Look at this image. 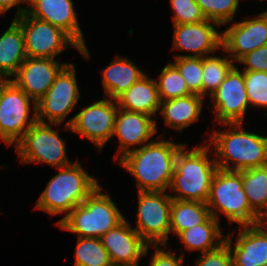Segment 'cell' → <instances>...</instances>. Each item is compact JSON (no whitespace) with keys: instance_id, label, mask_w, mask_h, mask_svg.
I'll use <instances>...</instances> for the list:
<instances>
[{"instance_id":"7","label":"cell","mask_w":267,"mask_h":266,"mask_svg":"<svg viewBox=\"0 0 267 266\" xmlns=\"http://www.w3.org/2000/svg\"><path fill=\"white\" fill-rule=\"evenodd\" d=\"M57 123L36 121L14 145L20 162L23 164L44 163L51 167L62 168L71 165L67 156L66 144L58 133L52 129Z\"/></svg>"},{"instance_id":"31","label":"cell","mask_w":267,"mask_h":266,"mask_svg":"<svg viewBox=\"0 0 267 266\" xmlns=\"http://www.w3.org/2000/svg\"><path fill=\"white\" fill-rule=\"evenodd\" d=\"M207 20L221 27L234 20L241 0H195Z\"/></svg>"},{"instance_id":"16","label":"cell","mask_w":267,"mask_h":266,"mask_svg":"<svg viewBox=\"0 0 267 266\" xmlns=\"http://www.w3.org/2000/svg\"><path fill=\"white\" fill-rule=\"evenodd\" d=\"M73 3V0H28L26 12L63 29L81 46L80 53L84 59L90 60V52Z\"/></svg>"},{"instance_id":"18","label":"cell","mask_w":267,"mask_h":266,"mask_svg":"<svg viewBox=\"0 0 267 266\" xmlns=\"http://www.w3.org/2000/svg\"><path fill=\"white\" fill-rule=\"evenodd\" d=\"M156 123L152 116L118 107L112 136V138L117 136L119 141L115 159L119 160L128 152L137 149V146L140 148L152 142L151 139L158 130Z\"/></svg>"},{"instance_id":"20","label":"cell","mask_w":267,"mask_h":266,"mask_svg":"<svg viewBox=\"0 0 267 266\" xmlns=\"http://www.w3.org/2000/svg\"><path fill=\"white\" fill-rule=\"evenodd\" d=\"M236 243L233 235L225 236L233 266H259L267 264V235L255 225L239 226ZM234 246V247H232Z\"/></svg>"},{"instance_id":"12","label":"cell","mask_w":267,"mask_h":266,"mask_svg":"<svg viewBox=\"0 0 267 266\" xmlns=\"http://www.w3.org/2000/svg\"><path fill=\"white\" fill-rule=\"evenodd\" d=\"M74 63H68L56 76L47 93L36 102L37 121L61 124L80 99ZM46 119V120H45Z\"/></svg>"},{"instance_id":"11","label":"cell","mask_w":267,"mask_h":266,"mask_svg":"<svg viewBox=\"0 0 267 266\" xmlns=\"http://www.w3.org/2000/svg\"><path fill=\"white\" fill-rule=\"evenodd\" d=\"M117 100L104 98L85 106L65 123V129L93 142L100 151L113 136Z\"/></svg>"},{"instance_id":"4","label":"cell","mask_w":267,"mask_h":266,"mask_svg":"<svg viewBox=\"0 0 267 266\" xmlns=\"http://www.w3.org/2000/svg\"><path fill=\"white\" fill-rule=\"evenodd\" d=\"M58 169L59 172L49 180L35 204V209L52 217L65 213L57 225L100 184L97 178L82 168L78 160Z\"/></svg>"},{"instance_id":"9","label":"cell","mask_w":267,"mask_h":266,"mask_svg":"<svg viewBox=\"0 0 267 266\" xmlns=\"http://www.w3.org/2000/svg\"><path fill=\"white\" fill-rule=\"evenodd\" d=\"M14 19L23 30L27 57L55 59L69 47L81 51V46L60 27L37 19L26 11Z\"/></svg>"},{"instance_id":"19","label":"cell","mask_w":267,"mask_h":266,"mask_svg":"<svg viewBox=\"0 0 267 266\" xmlns=\"http://www.w3.org/2000/svg\"><path fill=\"white\" fill-rule=\"evenodd\" d=\"M100 240L111 263L121 265H139V260L148 255L150 246L126 219L108 230Z\"/></svg>"},{"instance_id":"39","label":"cell","mask_w":267,"mask_h":266,"mask_svg":"<svg viewBox=\"0 0 267 266\" xmlns=\"http://www.w3.org/2000/svg\"><path fill=\"white\" fill-rule=\"evenodd\" d=\"M254 225L267 235V209L257 215Z\"/></svg>"},{"instance_id":"27","label":"cell","mask_w":267,"mask_h":266,"mask_svg":"<svg viewBox=\"0 0 267 266\" xmlns=\"http://www.w3.org/2000/svg\"><path fill=\"white\" fill-rule=\"evenodd\" d=\"M242 182L250 208L257 215L267 209V165L242 170Z\"/></svg>"},{"instance_id":"37","label":"cell","mask_w":267,"mask_h":266,"mask_svg":"<svg viewBox=\"0 0 267 266\" xmlns=\"http://www.w3.org/2000/svg\"><path fill=\"white\" fill-rule=\"evenodd\" d=\"M152 247L155 251L149 266H183L184 253L177 257L172 251L164 249L167 245H152Z\"/></svg>"},{"instance_id":"41","label":"cell","mask_w":267,"mask_h":266,"mask_svg":"<svg viewBox=\"0 0 267 266\" xmlns=\"http://www.w3.org/2000/svg\"><path fill=\"white\" fill-rule=\"evenodd\" d=\"M109 266H139V265H121V264H113V263H111Z\"/></svg>"},{"instance_id":"24","label":"cell","mask_w":267,"mask_h":266,"mask_svg":"<svg viewBox=\"0 0 267 266\" xmlns=\"http://www.w3.org/2000/svg\"><path fill=\"white\" fill-rule=\"evenodd\" d=\"M26 57L23 30L13 19L7 30L0 36V75L11 78Z\"/></svg>"},{"instance_id":"1","label":"cell","mask_w":267,"mask_h":266,"mask_svg":"<svg viewBox=\"0 0 267 266\" xmlns=\"http://www.w3.org/2000/svg\"><path fill=\"white\" fill-rule=\"evenodd\" d=\"M161 137L159 135L156 140L118 160L120 166L136 179L137 191L166 192L169 189L176 155L185 144L164 141Z\"/></svg>"},{"instance_id":"40","label":"cell","mask_w":267,"mask_h":266,"mask_svg":"<svg viewBox=\"0 0 267 266\" xmlns=\"http://www.w3.org/2000/svg\"><path fill=\"white\" fill-rule=\"evenodd\" d=\"M11 82V78L7 76L0 75V98L4 88Z\"/></svg>"},{"instance_id":"34","label":"cell","mask_w":267,"mask_h":266,"mask_svg":"<svg viewBox=\"0 0 267 266\" xmlns=\"http://www.w3.org/2000/svg\"><path fill=\"white\" fill-rule=\"evenodd\" d=\"M173 25L198 23L207 20L195 0H170Z\"/></svg>"},{"instance_id":"15","label":"cell","mask_w":267,"mask_h":266,"mask_svg":"<svg viewBox=\"0 0 267 266\" xmlns=\"http://www.w3.org/2000/svg\"><path fill=\"white\" fill-rule=\"evenodd\" d=\"M267 44V15L261 12L253 18L234 21L222 31V48L236 63L245 54Z\"/></svg>"},{"instance_id":"35","label":"cell","mask_w":267,"mask_h":266,"mask_svg":"<svg viewBox=\"0 0 267 266\" xmlns=\"http://www.w3.org/2000/svg\"><path fill=\"white\" fill-rule=\"evenodd\" d=\"M194 266H233L232 256L226 242L217 249L202 253Z\"/></svg>"},{"instance_id":"26","label":"cell","mask_w":267,"mask_h":266,"mask_svg":"<svg viewBox=\"0 0 267 266\" xmlns=\"http://www.w3.org/2000/svg\"><path fill=\"white\" fill-rule=\"evenodd\" d=\"M210 216L206 203L172 199L170 233H179L203 223Z\"/></svg>"},{"instance_id":"5","label":"cell","mask_w":267,"mask_h":266,"mask_svg":"<svg viewBox=\"0 0 267 266\" xmlns=\"http://www.w3.org/2000/svg\"><path fill=\"white\" fill-rule=\"evenodd\" d=\"M99 185L82 204L77 205L59 224L62 230L77 237L100 238L108 230L117 227L126 218Z\"/></svg>"},{"instance_id":"2","label":"cell","mask_w":267,"mask_h":266,"mask_svg":"<svg viewBox=\"0 0 267 266\" xmlns=\"http://www.w3.org/2000/svg\"><path fill=\"white\" fill-rule=\"evenodd\" d=\"M221 125L227 130H214L207 143L219 169L239 172L267 165V136L246 131L243 123Z\"/></svg>"},{"instance_id":"21","label":"cell","mask_w":267,"mask_h":266,"mask_svg":"<svg viewBox=\"0 0 267 266\" xmlns=\"http://www.w3.org/2000/svg\"><path fill=\"white\" fill-rule=\"evenodd\" d=\"M205 97L191 94L161 101L159 115L161 114L165 126L177 130L179 133L196 123L201 116Z\"/></svg>"},{"instance_id":"28","label":"cell","mask_w":267,"mask_h":266,"mask_svg":"<svg viewBox=\"0 0 267 266\" xmlns=\"http://www.w3.org/2000/svg\"><path fill=\"white\" fill-rule=\"evenodd\" d=\"M236 63L228 56L207 55L203 57L202 96L208 97L219 88Z\"/></svg>"},{"instance_id":"29","label":"cell","mask_w":267,"mask_h":266,"mask_svg":"<svg viewBox=\"0 0 267 266\" xmlns=\"http://www.w3.org/2000/svg\"><path fill=\"white\" fill-rule=\"evenodd\" d=\"M108 252L100 238L78 237L74 266H109Z\"/></svg>"},{"instance_id":"38","label":"cell","mask_w":267,"mask_h":266,"mask_svg":"<svg viewBox=\"0 0 267 266\" xmlns=\"http://www.w3.org/2000/svg\"><path fill=\"white\" fill-rule=\"evenodd\" d=\"M21 3H26L25 6H21ZM28 0H0V15L3 13L5 14L8 10L13 8L14 6L16 8V14L15 17L21 16L27 9Z\"/></svg>"},{"instance_id":"6","label":"cell","mask_w":267,"mask_h":266,"mask_svg":"<svg viewBox=\"0 0 267 266\" xmlns=\"http://www.w3.org/2000/svg\"><path fill=\"white\" fill-rule=\"evenodd\" d=\"M210 215L219 221L224 214L229 223L239 226L254 225L257 214L250 208L243 190L242 171L218 169L206 201Z\"/></svg>"},{"instance_id":"8","label":"cell","mask_w":267,"mask_h":266,"mask_svg":"<svg viewBox=\"0 0 267 266\" xmlns=\"http://www.w3.org/2000/svg\"><path fill=\"white\" fill-rule=\"evenodd\" d=\"M168 192L138 191V208L134 229L149 245H167L170 240V207Z\"/></svg>"},{"instance_id":"36","label":"cell","mask_w":267,"mask_h":266,"mask_svg":"<svg viewBox=\"0 0 267 266\" xmlns=\"http://www.w3.org/2000/svg\"><path fill=\"white\" fill-rule=\"evenodd\" d=\"M236 63L245 66L242 71L267 72V44L245 54Z\"/></svg>"},{"instance_id":"33","label":"cell","mask_w":267,"mask_h":266,"mask_svg":"<svg viewBox=\"0 0 267 266\" xmlns=\"http://www.w3.org/2000/svg\"><path fill=\"white\" fill-rule=\"evenodd\" d=\"M249 106L267 109V72L243 71Z\"/></svg>"},{"instance_id":"3","label":"cell","mask_w":267,"mask_h":266,"mask_svg":"<svg viewBox=\"0 0 267 266\" xmlns=\"http://www.w3.org/2000/svg\"><path fill=\"white\" fill-rule=\"evenodd\" d=\"M186 147L185 143L176 155L169 195L175 200L206 203L218 165L215 158H209L210 145Z\"/></svg>"},{"instance_id":"13","label":"cell","mask_w":267,"mask_h":266,"mask_svg":"<svg viewBox=\"0 0 267 266\" xmlns=\"http://www.w3.org/2000/svg\"><path fill=\"white\" fill-rule=\"evenodd\" d=\"M209 98L214 106L215 121L219 124L244 123L246 111L250 106L243 71L239 70V65L230 70L219 88Z\"/></svg>"},{"instance_id":"30","label":"cell","mask_w":267,"mask_h":266,"mask_svg":"<svg viewBox=\"0 0 267 266\" xmlns=\"http://www.w3.org/2000/svg\"><path fill=\"white\" fill-rule=\"evenodd\" d=\"M155 80L161 101L185 97L192 94L188 90L180 71L172 62H168L167 65L162 68L158 79L156 78Z\"/></svg>"},{"instance_id":"32","label":"cell","mask_w":267,"mask_h":266,"mask_svg":"<svg viewBox=\"0 0 267 266\" xmlns=\"http://www.w3.org/2000/svg\"><path fill=\"white\" fill-rule=\"evenodd\" d=\"M172 63L180 71L188 90L202 96L203 57H175Z\"/></svg>"},{"instance_id":"10","label":"cell","mask_w":267,"mask_h":266,"mask_svg":"<svg viewBox=\"0 0 267 266\" xmlns=\"http://www.w3.org/2000/svg\"><path fill=\"white\" fill-rule=\"evenodd\" d=\"M36 108V102L12 81L4 88L0 98V139L7 146H14L37 121Z\"/></svg>"},{"instance_id":"25","label":"cell","mask_w":267,"mask_h":266,"mask_svg":"<svg viewBox=\"0 0 267 266\" xmlns=\"http://www.w3.org/2000/svg\"><path fill=\"white\" fill-rule=\"evenodd\" d=\"M219 222L210 215L203 223L179 233L177 237L189 252L199 251L201 254L215 250L225 242L226 236L223 235Z\"/></svg>"},{"instance_id":"17","label":"cell","mask_w":267,"mask_h":266,"mask_svg":"<svg viewBox=\"0 0 267 266\" xmlns=\"http://www.w3.org/2000/svg\"><path fill=\"white\" fill-rule=\"evenodd\" d=\"M67 64L53 58L26 57L11 81L37 102L47 93L56 76Z\"/></svg>"},{"instance_id":"22","label":"cell","mask_w":267,"mask_h":266,"mask_svg":"<svg viewBox=\"0 0 267 266\" xmlns=\"http://www.w3.org/2000/svg\"><path fill=\"white\" fill-rule=\"evenodd\" d=\"M118 107L127 111L144 113L155 118L161 100L155 79L143 75L117 99Z\"/></svg>"},{"instance_id":"23","label":"cell","mask_w":267,"mask_h":266,"mask_svg":"<svg viewBox=\"0 0 267 266\" xmlns=\"http://www.w3.org/2000/svg\"><path fill=\"white\" fill-rule=\"evenodd\" d=\"M132 60L116 56L109 65L102 69V85L105 97L117 100L127 89L146 73Z\"/></svg>"},{"instance_id":"14","label":"cell","mask_w":267,"mask_h":266,"mask_svg":"<svg viewBox=\"0 0 267 266\" xmlns=\"http://www.w3.org/2000/svg\"><path fill=\"white\" fill-rule=\"evenodd\" d=\"M217 26L221 27L210 20L173 25L172 49L189 52L187 55L178 54L175 57H204L217 52L222 48V32L216 30Z\"/></svg>"}]
</instances>
